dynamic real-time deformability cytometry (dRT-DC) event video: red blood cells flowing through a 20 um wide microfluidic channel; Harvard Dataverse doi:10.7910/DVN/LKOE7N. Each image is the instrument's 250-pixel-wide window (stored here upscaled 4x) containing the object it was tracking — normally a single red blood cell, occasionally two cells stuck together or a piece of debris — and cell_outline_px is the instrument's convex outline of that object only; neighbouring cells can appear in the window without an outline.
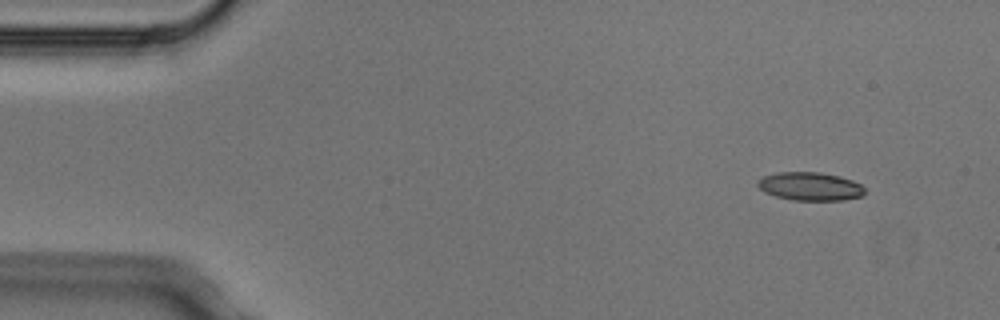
{"species": "Egyptian fruit bat (a non-hibernating species)", "species_latin": "Rousettus aegyptiacus", "temperature_condition": "cold", "stored_images_in_passage": 5, "camera_frame_rate_fps": 3000, "um_per_image_px": 0.085, "animal": {"sex": "male"}, "frame": {"image": 1, "passage_image": 1, "time_ms": 0.0, "image_size_px": [1000, 320], "cell_outline_px": [[864, 192], [860, 196], [844, 200], [792, 200], [776, 196], [764, 192], [756, 184], [756, 180], [764, 176], [776, 172], [820, 172], [840, 176], [852, 180], [860, 184], [864, 188]], "centroid_in_image_um": [68.82, 15.83], "position_along_channel_um": 16.2, "area_um2": 17.69}}
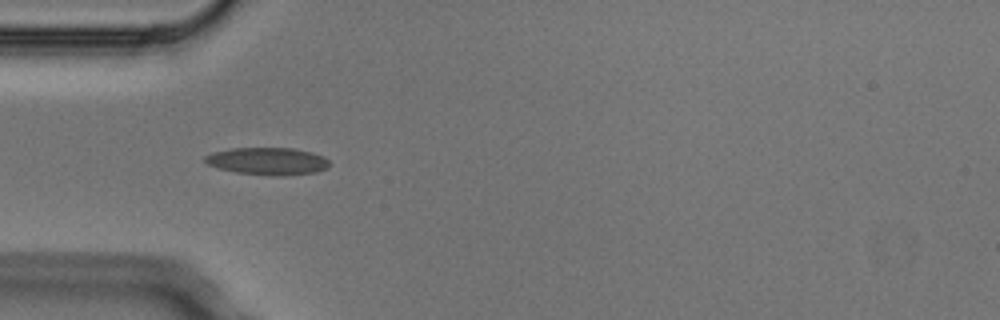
{"frame": {"image": 2, "passage_image": 4, "time_ms": 1.0, "image_size_px": [1000, 320], "cell_outline_px": [[328, 168], [316, 172], [284, 176], [272, 176], [236, 172], [216, 168], [208, 164], [204, 160], [204, 156], [212, 152], [232, 148], [292, 148], [312, 152], [324, 156], [328, 160]], "centroid_in_image_um": [22.74, 13.7], "position_along_channel_um": 62.3, "area_um2": 20.0}}
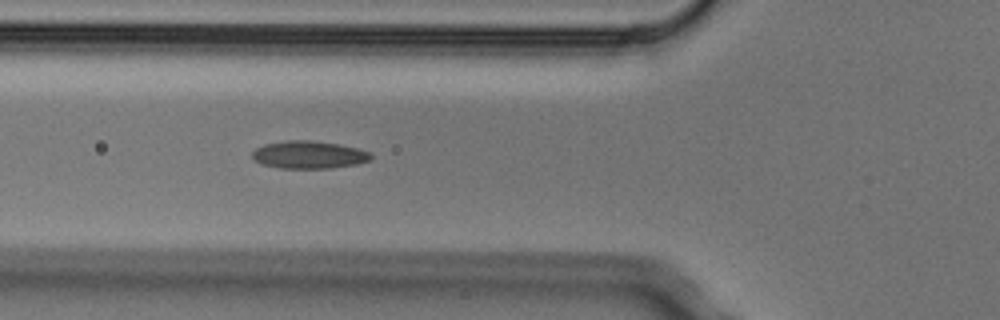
{"frame": {"image": 3, "passage_image": 5, "time_ms": 1.333, "image_size_px": [1000, 320], "cell_outline_px": [[372, 160], [356, 164], [328, 168], [280, 168], [264, 164], [252, 160], [252, 152], [256, 148], [264, 144], [288, 140], [312, 140], [360, 148], [372, 152]], "centroid_in_image_um": [26.28, 13.15], "position_along_channel_um": 99.5, "area_um2": 19.19}}